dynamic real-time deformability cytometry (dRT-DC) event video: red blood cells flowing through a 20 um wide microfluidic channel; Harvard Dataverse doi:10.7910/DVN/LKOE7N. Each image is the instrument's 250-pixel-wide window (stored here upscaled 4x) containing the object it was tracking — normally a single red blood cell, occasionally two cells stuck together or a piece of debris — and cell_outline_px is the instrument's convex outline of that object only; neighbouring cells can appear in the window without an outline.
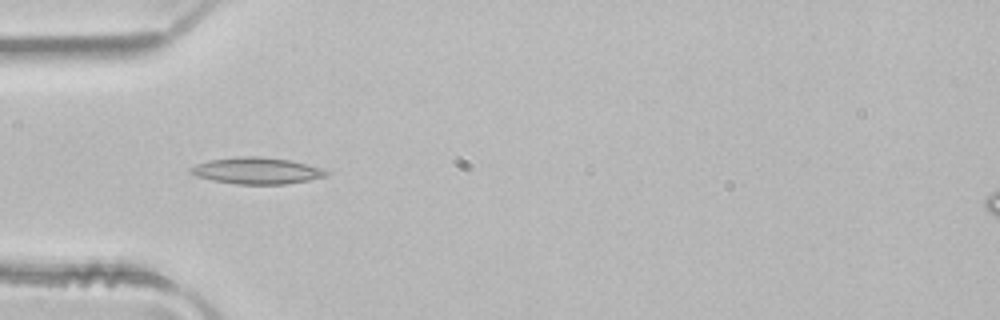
{"species": "common noctule bat (a hibernating species)", "species_latin": "Nyctalus noctula", "temperature_condition": "room temperature", "stored_images_in_passage": 5, "camera_frame_rate_fps": 3000, "um_per_image_px": 0.085, "animal": {"sex": "male", "body_mass_g": 21.5, "forearm_length_mm": 52.0}, "frame": {"image": 1, "passage_image": 4, "time_ms": 1.0, "image_size_px": [1000, 320], "cell_outline_px": [[328, 176], [308, 180], [284, 184], [236, 184], [212, 180], [196, 176], [188, 172], [188, 168], [196, 164], [208, 160], [244, 156], [260, 156], [292, 160], [320, 168], [328, 172]], "centroid_in_image_um": [21.78, 14.51], "position_along_channel_um": 63.2, "area_um2": 20.98}}
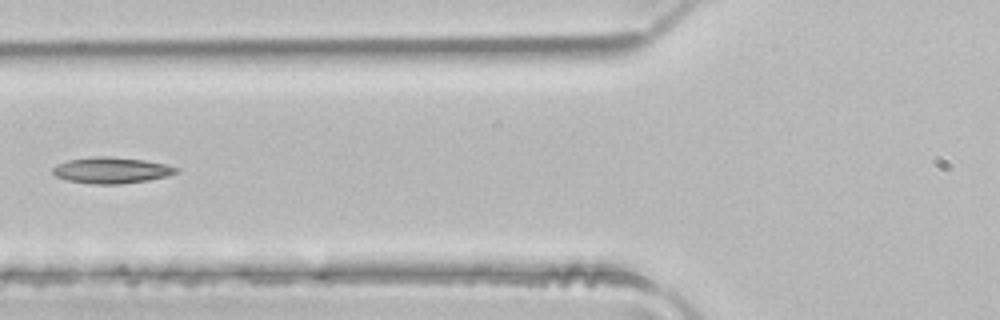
{"frame": {"image": 2, "passage_image": 5, "time_ms": 1.333, "image_size_px": [1000, 320], "cell_outline_px": [[180, 172], [168, 176], [148, 180], [120, 184], [96, 184], [68, 180], [56, 176], [52, 172], [52, 168], [56, 164], [68, 160], [92, 156], [108, 156], [144, 160], [164, 164], [180, 168]], "centroid_in_image_um": [9.49, 14.46], "position_along_channel_um": 116.3, "area_um2": 18.84}}